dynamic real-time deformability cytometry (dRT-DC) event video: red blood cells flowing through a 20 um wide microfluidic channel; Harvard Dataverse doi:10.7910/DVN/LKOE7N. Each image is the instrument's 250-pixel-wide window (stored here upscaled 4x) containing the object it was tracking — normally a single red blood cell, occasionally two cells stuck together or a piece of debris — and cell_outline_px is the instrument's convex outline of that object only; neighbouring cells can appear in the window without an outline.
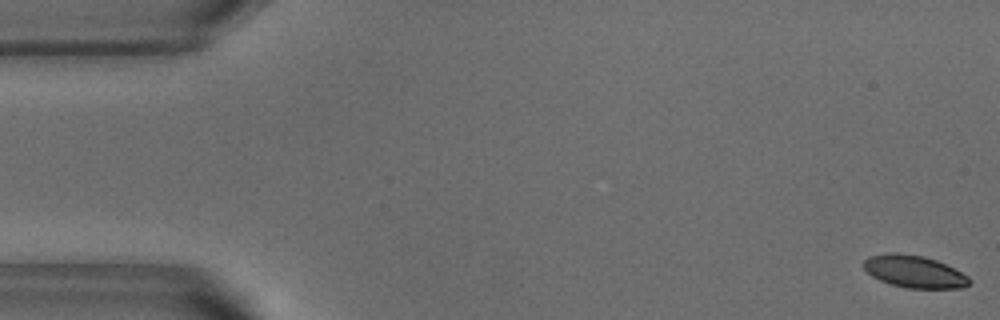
{"species": "common noctule bat (a hibernating species)", "species_latin": "Nyctalus noctula", "temperature_condition": "warm", "stored_images_in_passage": 53, "camera_frame_rate_fps": 3000, "um_per_image_px": 0.085, "animal": {"sex": "male", "body_mass_g": 18.8}, "frame": {"image": 1, "passage_image": 1, "time_ms": 0.0, "image_size_px": [1000, 320], "cell_outline_px": [[972, 280], [964, 288], [904, 288], [880, 280], [872, 276], [864, 268], [864, 260], [868, 256], [888, 252], [896, 252], [924, 256], [936, 260], [968, 276]], "centroid_in_image_um": [77.69, 23.08], "position_along_channel_um": 7.3, "area_um2": 19.83}}
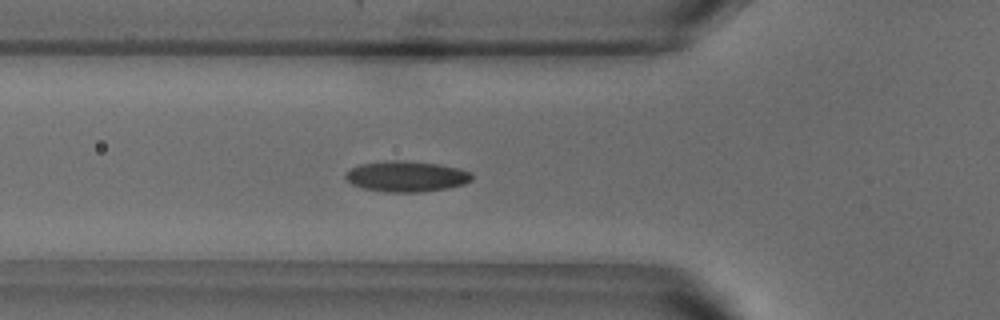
{"frame": {"image": 2, "passage_image": 18, "time_ms": 5.667, "image_size_px": [1000, 320], "cell_outline_px": [[472, 180], [464, 184], [448, 188], [420, 192], [384, 192], [360, 188], [352, 184], [344, 176], [344, 172], [360, 164], [388, 160], [404, 160], [440, 164], [460, 168], [472, 172]], "centroid_in_image_um": [34.54, 14.99], "position_along_channel_um": 91.3, "area_um2": 22.95}}
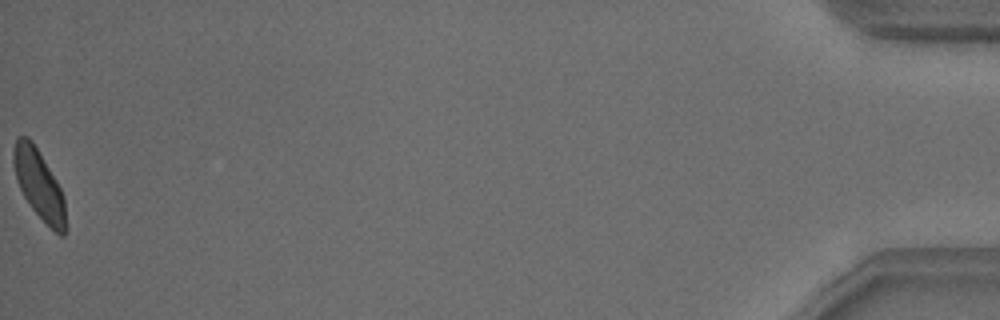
{"frame": {"image": 3, "passage_image": 53, "time_ms": 17.333, "image_size_px": [1000, 320], "cell_outline_px": [[64, 236], [60, 236], [32, 208], [24, 196], [20, 188], [16, 176], [12, 160], [12, 152], [16, 140], [20, 136], [28, 136], [32, 140], [56, 180], [64, 196]], "centroid_in_image_um": [3.28, 15.62], "position_along_channel_um": 431.9, "area_um2": 20.4}, "authors_computed_cell_mechanics": {"area_um2": 21.7328, "velocity_mm_per_s": 3.8057, "shape_relaxation_time_tau1_ms": 3.3047, "shape_relaxation_time_tau2_ms": 2.143, "deformation_change_tau1": 0.1026, "deformation_change_tau2": 0.0728}}